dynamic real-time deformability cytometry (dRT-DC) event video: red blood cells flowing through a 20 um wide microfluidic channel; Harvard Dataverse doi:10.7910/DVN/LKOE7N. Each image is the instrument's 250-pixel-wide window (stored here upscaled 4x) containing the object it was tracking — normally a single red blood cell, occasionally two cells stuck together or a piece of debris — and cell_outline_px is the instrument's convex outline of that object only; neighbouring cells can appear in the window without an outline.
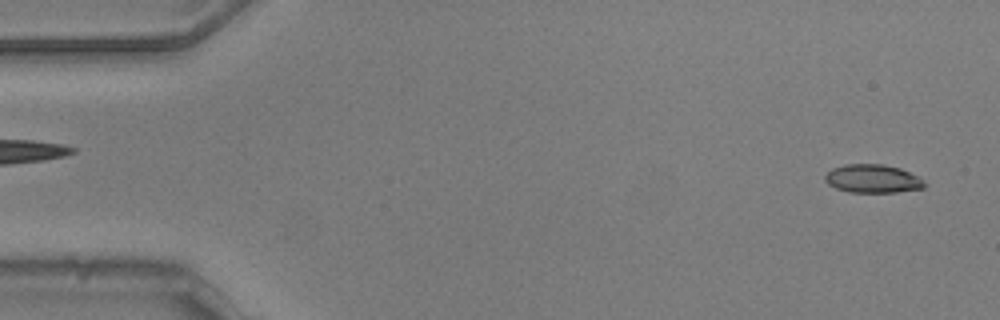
{"species": "common noctule bat (a hibernating species)", "species_latin": "Nyctalus noctula", "temperature_condition": "warm", "stored_images_in_passage": 51, "camera_frame_rate_fps": 3000, "um_per_image_px": 0.085, "animal": {"sex": "male", "body_mass_g": 20.5, "forearm_length_mm": 52.5}, "frame": {"image": 1, "passage_image": 2, "time_ms": 0.333, "image_size_px": [1000, 320], "cell_outline_px": [[924, 184], [920, 188], [892, 192], [852, 192], [840, 188], [832, 184], [828, 180], [828, 172], [836, 168], [852, 164], [876, 164], [896, 168], [908, 172], [920, 180]], "centroid_in_image_um": [74.19, 15.19], "position_along_channel_um": 10.8, "area_um2": 15.09}}
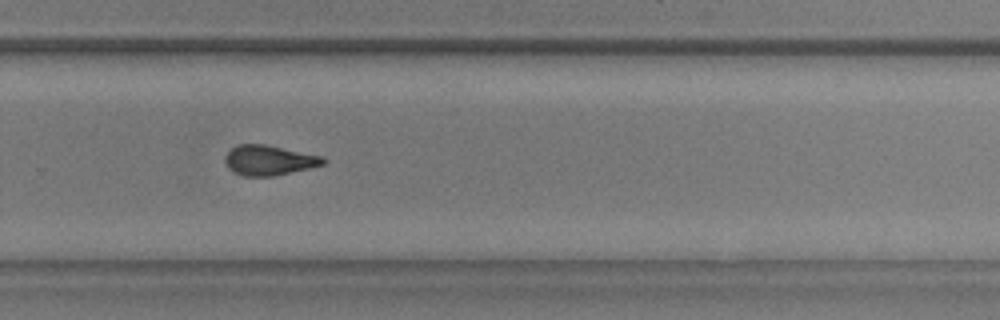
{"frame": {"image": 2, "passage_image": 35, "time_ms": 11.333, "image_size_px": [1000, 320], "cell_outline_px": [[324, 164], [288, 172], [268, 176], [248, 176], [236, 172], [228, 164], [228, 152], [232, 148], [240, 144], [260, 144], [320, 156], [324, 160]], "centroid_in_image_um": [22.86, 13.61], "position_along_channel_um": 306.9, "area_um2": 15.9}}
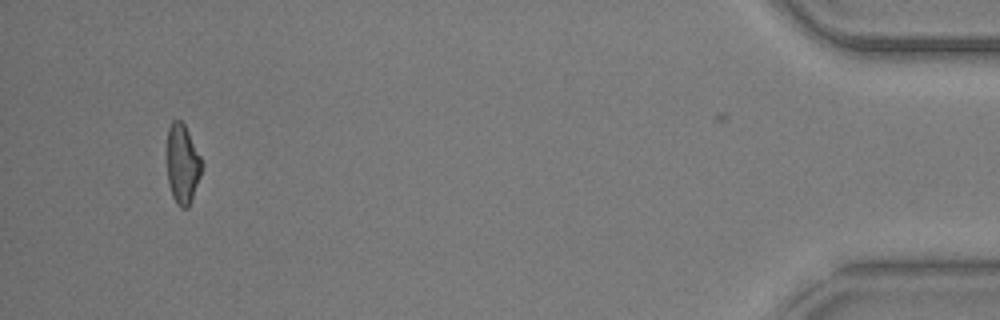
{"frame": {"image": 3, "passage_image": 50, "time_ms": 16.333, "image_size_px": [1000, 320], "cell_outline_px": [[200, 176], [188, 208], [180, 208], [172, 196], [168, 180], [168, 128], [172, 120], [180, 120], [184, 124], [200, 156]], "centroid_in_image_um": [15.49, 13.95], "position_along_channel_um": 419.7, "area_um2": 15.55}}